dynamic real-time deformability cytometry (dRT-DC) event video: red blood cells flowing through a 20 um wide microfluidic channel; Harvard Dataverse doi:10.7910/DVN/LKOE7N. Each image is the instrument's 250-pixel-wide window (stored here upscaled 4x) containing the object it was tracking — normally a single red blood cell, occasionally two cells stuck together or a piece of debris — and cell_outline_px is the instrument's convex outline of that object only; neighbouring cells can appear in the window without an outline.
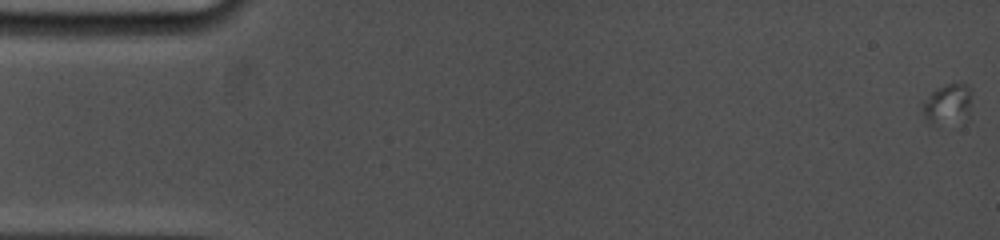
{"species": "common noctule bat (a hibernating species)", "species_latin": "Nyctalus noctula", "temperature_condition": "cold", "stored_images_in_passage": 14, "camera_frame_rate_fps": 5000, "um_per_image_px": 0.085, "animal": {"sex": "female", "body_mass_g": 19.0, "forearm_length_mm": 53.3}, "frame": {"image": 1, "passage_image": 2, "time_ms": 0.2, "image_size_px": [1000, 240], "cell_outline_px": [[968, 120], [932, 124], [924, 116], [924, 104], [932, 92], [948, 84], [964, 84], [968, 88]], "centroid_in_image_um": [80.55, 8.88], "position_along_channel_um": 4.5, "area_um2": 10.64}}